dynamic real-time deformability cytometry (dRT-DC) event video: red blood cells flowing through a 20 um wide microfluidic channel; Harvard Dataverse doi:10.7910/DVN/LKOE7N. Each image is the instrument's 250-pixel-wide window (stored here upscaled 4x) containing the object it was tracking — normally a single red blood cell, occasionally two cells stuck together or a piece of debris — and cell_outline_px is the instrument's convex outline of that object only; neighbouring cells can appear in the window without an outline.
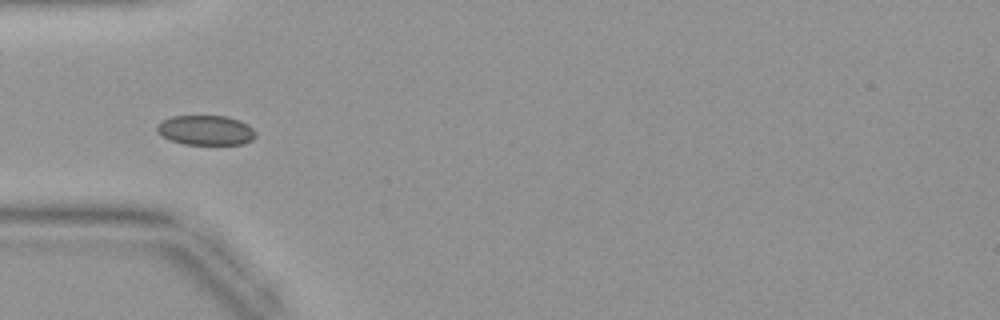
{"species": "common noctule bat (a hibernating species)", "species_latin": "Nyctalus noctula", "temperature_condition": "warm", "stored_images_in_passage": 31, "camera_frame_rate_fps": 3000, "um_per_image_px": 0.085, "animal": {"sex": "female", "body_mass_g": 19.9}, "frame": {"image": 1, "passage_image": 8, "time_ms": 2.333, "image_size_px": [1000, 320], "cell_outline_px": [[256, 136], [252, 140], [244, 144], [184, 144], [172, 140], [156, 132], [156, 124], [160, 120], [172, 116], [224, 116], [240, 120], [248, 124], [256, 132]], "centroid_in_image_um": [17.49, 11.06], "position_along_channel_um": 67.5, "area_um2": 17.22}}
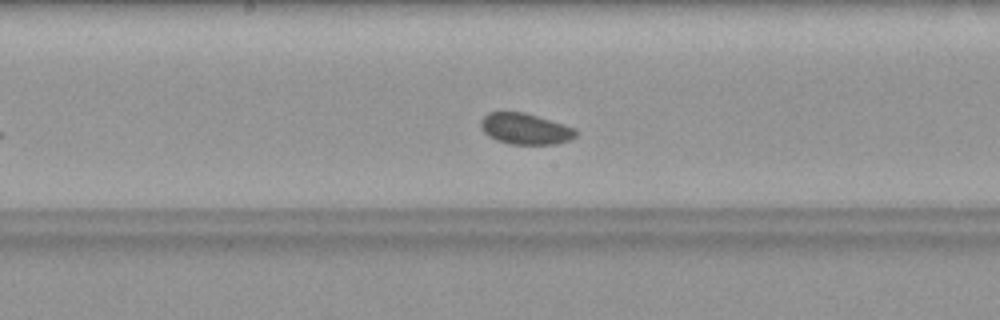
{"frame": {"image": 2, "passage_image": 17, "time_ms": 5.333, "image_size_px": [1000, 320], "cell_outline_px": [[576, 136], [568, 140], [556, 144], [508, 144], [496, 140], [488, 136], [480, 128], [480, 120], [488, 112], [524, 112], [576, 128]], "centroid_in_image_um": [44.61, 10.95], "position_along_channel_um": 203.6, "area_um2": 17.22}}
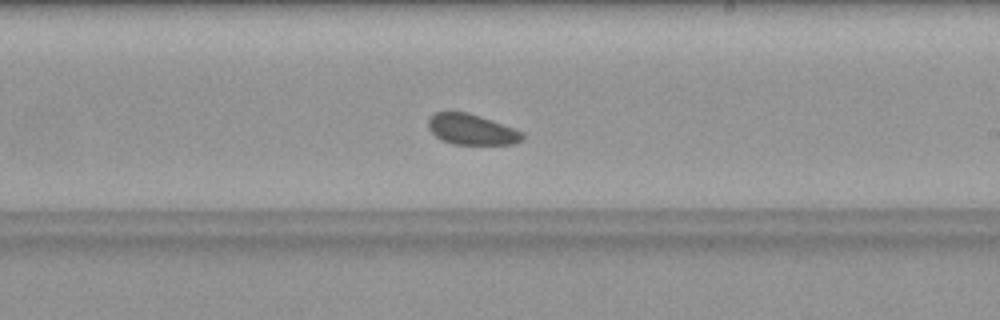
{"frame": {"image": 3, "passage_image": 20, "time_ms": 6.333, "image_size_px": [1000, 320], "cell_outline_px": [[524, 140], [512, 144], [452, 144], [436, 136], [428, 128], [428, 120], [436, 112], [468, 112], [492, 120], [524, 132]], "centroid_in_image_um": [40.12, 11.01], "position_along_channel_um": 248.9, "area_um2": 16.7}}